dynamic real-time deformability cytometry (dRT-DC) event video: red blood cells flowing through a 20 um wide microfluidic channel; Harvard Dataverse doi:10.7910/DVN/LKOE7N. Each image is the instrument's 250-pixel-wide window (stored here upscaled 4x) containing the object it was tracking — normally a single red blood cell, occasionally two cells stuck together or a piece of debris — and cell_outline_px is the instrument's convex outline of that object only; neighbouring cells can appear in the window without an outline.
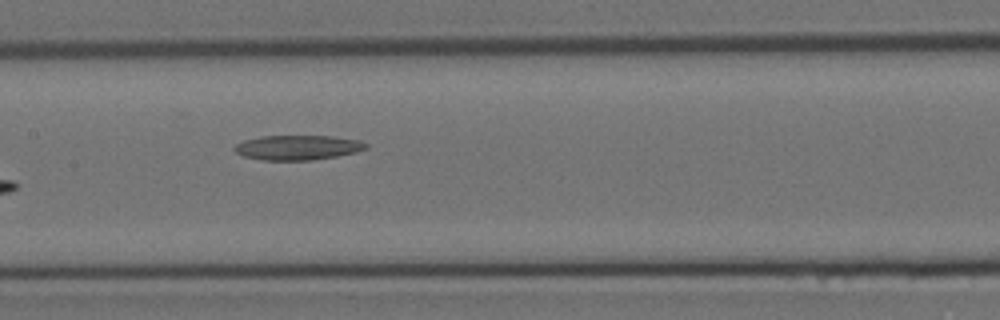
{"species": "Egyptian fruit bat (a non-hibernating species)", "species_latin": "Rousettus aegyptiacus", "temperature_condition": "room temperature", "stored_images_in_passage": 10, "camera_frame_rate_fps": 3000, "um_per_image_px": 0.085, "animal": {"sex": "female"}, "frame": {"image": 1, "passage_image": 9, "time_ms": 2.667, "image_size_px": [1000, 320], "cell_outline_px": [[368, 148], [356, 152], [336, 156], [312, 160], [260, 160], [244, 156], [236, 152], [232, 148], [236, 144], [244, 140], [260, 136], [332, 136], [360, 140], [368, 144]], "centroid_in_image_um": [25.3, 12.54], "position_along_channel_um": 182.1, "area_um2": 19.02}}
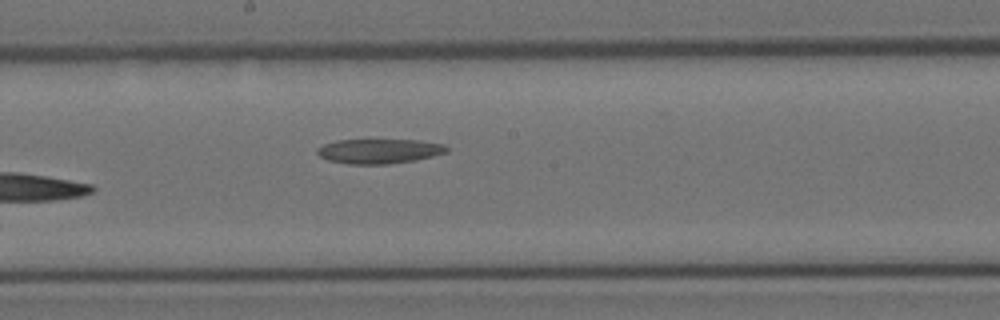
{"frame": {"image": 2, "passage_image": 10, "time_ms": 3.0, "image_size_px": [1000, 320], "cell_outline_px": [[448, 152], [416, 160], [388, 164], [348, 164], [328, 160], [320, 156], [316, 152], [316, 148], [324, 144], [336, 140], [420, 140], [444, 144], [448, 148]], "centroid_in_image_um": [32.23, 12.84], "position_along_channel_um": 216.0, "area_um2": 18.67}}